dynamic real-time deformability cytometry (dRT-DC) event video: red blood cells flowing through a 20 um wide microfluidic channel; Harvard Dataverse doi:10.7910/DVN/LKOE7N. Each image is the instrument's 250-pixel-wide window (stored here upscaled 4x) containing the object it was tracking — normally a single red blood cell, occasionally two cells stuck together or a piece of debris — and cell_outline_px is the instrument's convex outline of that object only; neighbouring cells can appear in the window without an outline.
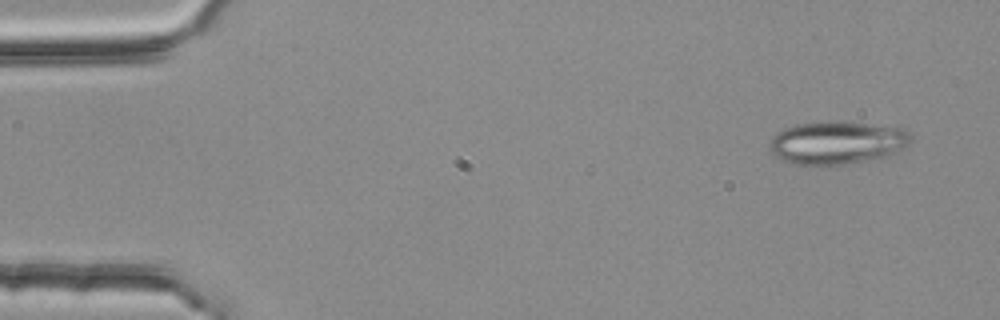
{"species": "common noctule bat (a hibernating species)", "species_latin": "Nyctalus noctula", "temperature_condition": "room temperature", "stored_images_in_passage": 3, "camera_frame_rate_fps": 3000, "um_per_image_px": 0.085, "animal": {"sex": "female", "body_mass_g": 25.1}, "frame": {"image": 1, "passage_image": 1, "time_ms": 0.0, "image_size_px": [1000, 320], "cell_outline_px": [[912, 136], [908, 144], [896, 152], [888, 156], [840, 164], [796, 164], [784, 160], [776, 156], [768, 148], [768, 144], [772, 136], [784, 128], [792, 124], [828, 120], [840, 120], [904, 128]], "centroid_in_image_um": [71.12, 12.08], "position_along_channel_um": 13.9, "area_um2": 35.49}}